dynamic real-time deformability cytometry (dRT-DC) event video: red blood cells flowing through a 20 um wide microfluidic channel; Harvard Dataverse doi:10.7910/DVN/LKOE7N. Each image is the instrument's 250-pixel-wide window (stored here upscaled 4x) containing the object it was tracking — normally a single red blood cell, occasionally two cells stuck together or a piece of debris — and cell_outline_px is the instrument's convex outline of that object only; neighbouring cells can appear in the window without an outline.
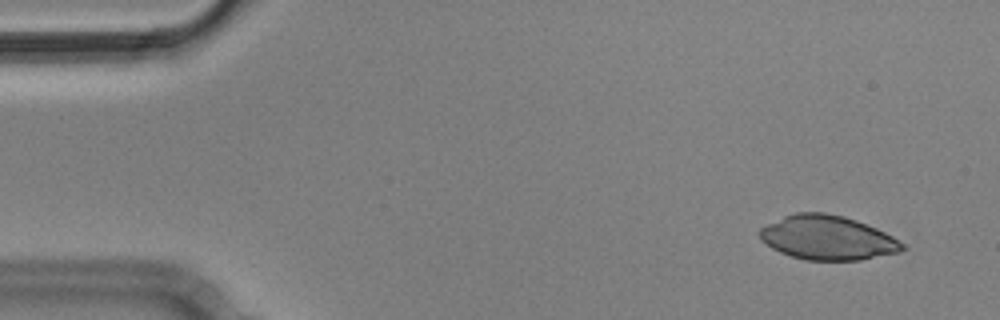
{"species": "Egyptian fruit bat (a non-hibernating species)", "species_latin": "Rousettus aegyptiacus", "temperature_condition": "cold", "stored_images_in_passage": 3, "camera_frame_rate_fps": 3000, "um_per_image_px": 0.085, "animal": {"sex": "male"}, "frame": {"image": 1, "passage_image": 1, "time_ms": 0.0, "image_size_px": [1000, 320], "cell_outline_px": [[908, 248], [900, 252], [860, 260], [804, 260], [780, 252], [772, 248], [760, 240], [760, 228], [784, 216], [796, 212], [824, 212], [844, 216], [856, 220], [876, 228], [892, 236], [904, 244]], "centroid_in_image_um": [70.35, 20.21], "position_along_channel_um": 14.6, "area_um2": 36.76}}